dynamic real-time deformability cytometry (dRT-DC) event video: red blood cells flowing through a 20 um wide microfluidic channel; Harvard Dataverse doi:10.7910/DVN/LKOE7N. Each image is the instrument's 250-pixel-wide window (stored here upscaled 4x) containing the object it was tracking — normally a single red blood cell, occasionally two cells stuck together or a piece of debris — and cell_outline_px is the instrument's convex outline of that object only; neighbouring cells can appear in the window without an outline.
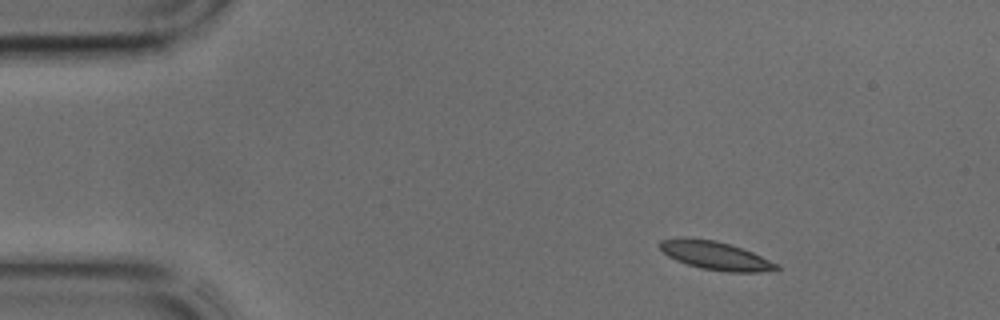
{"species": "common noctule bat (a hibernating species)", "species_latin": "Nyctalus noctula", "temperature_condition": "cold", "stored_images_in_passage": 38, "camera_frame_rate_fps": 3000, "um_per_image_px": 0.085, "animal": {"sex": "male", "body_mass_g": 17.9, "forearm_length_mm": 54.2}, "frame": {"image": 1, "passage_image": 1, "time_ms": 0.0, "image_size_px": [1000, 320], "cell_outline_px": [[780, 268], [776, 272], [728, 272], [700, 268], [676, 260], [668, 256], [660, 248], [660, 240], [716, 240], [752, 252], [780, 264]], "centroid_in_image_um": [60.96, 21.79], "position_along_channel_um": 24.0, "area_um2": 18.73}}
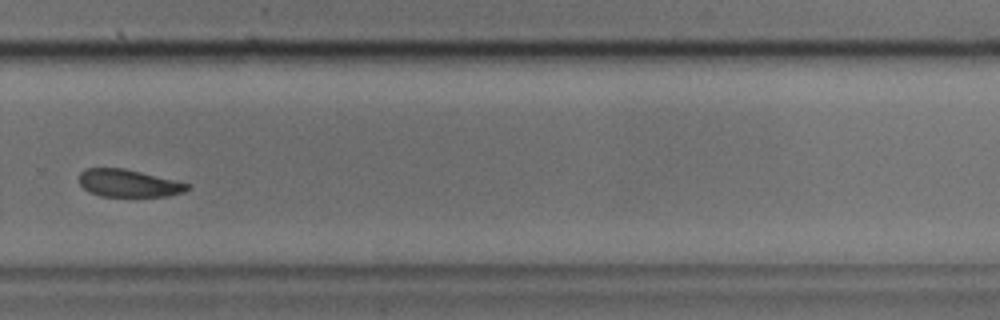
{"frame": {"image": 2, "passage_image": 25, "time_ms": 8.0, "image_size_px": [1000, 320], "cell_outline_px": [[192, 188], [184, 192], [168, 196], [100, 196], [88, 192], [80, 184], [80, 172], [84, 168], [124, 168], [192, 184]], "centroid_in_image_um": [10.96, 15.57], "position_along_channel_um": 318.8, "area_um2": 17.46}}
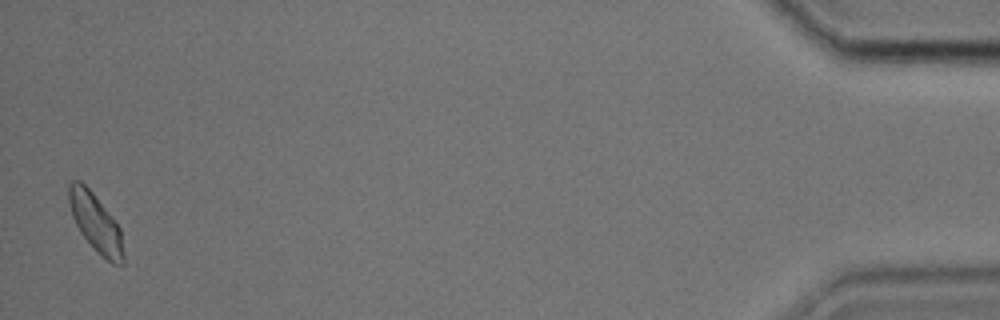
{"frame": {"image": 3, "passage_image": 38, "time_ms": 12.333, "image_size_px": [1000, 320], "cell_outline_px": [[124, 264], [112, 264], [100, 256], [80, 232], [72, 216], [68, 204], [68, 184], [72, 180], [80, 180], [92, 192], [120, 228], [124, 252]], "centroid_in_image_um": [8.12, 18.96], "position_along_channel_um": 427.1, "area_um2": 18.5}}